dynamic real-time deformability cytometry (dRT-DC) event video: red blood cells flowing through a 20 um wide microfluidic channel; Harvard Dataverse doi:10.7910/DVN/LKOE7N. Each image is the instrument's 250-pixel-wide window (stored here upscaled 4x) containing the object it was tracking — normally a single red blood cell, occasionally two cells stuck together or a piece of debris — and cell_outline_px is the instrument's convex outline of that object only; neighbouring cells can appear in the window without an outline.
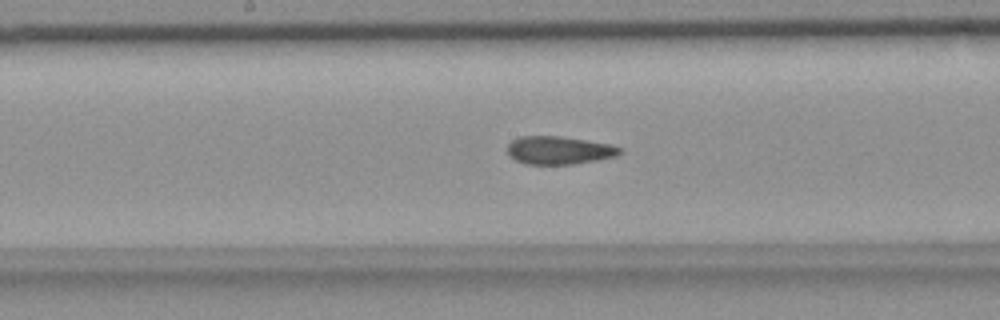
{"species": "common noctule bat (a hibernating species)", "species_latin": "Nyctalus noctula", "temperature_condition": "room temperature", "stored_images_in_passage": 49, "camera_frame_rate_fps": 3000, "um_per_image_px": 0.085, "animal": {"sex": "female", "body_mass_g": 18.4}, "frame": {"image": 1, "passage_image": 21, "time_ms": 6.667, "image_size_px": [1000, 320], "cell_outline_px": [[620, 152], [616, 156], [596, 160], [572, 164], [524, 164], [508, 156], [508, 144], [512, 140], [520, 136], [560, 136], [612, 144], [620, 148]], "centroid_in_image_um": [47.48, 12.77], "position_along_channel_um": 200.7, "area_um2": 18.32}}
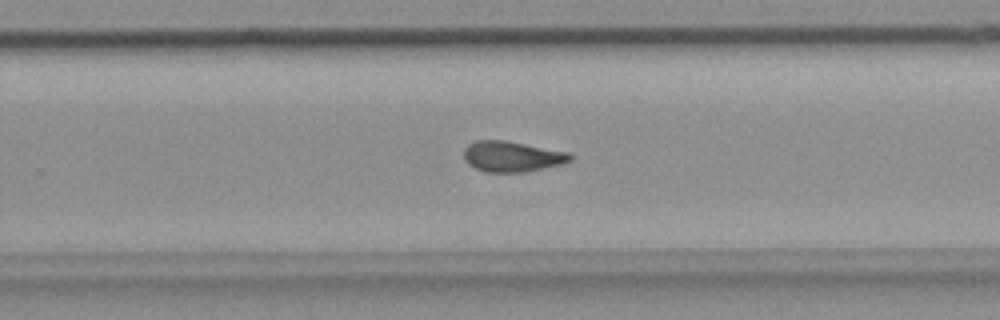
{"frame": {"image": 2, "passage_image": 28, "time_ms": 9.0, "image_size_px": [1000, 320], "cell_outline_px": [[572, 160], [564, 164], [524, 172], [484, 172], [468, 164], [464, 160], [464, 148], [468, 144], [476, 140], [504, 140], [568, 152], [572, 156]], "centroid_in_image_um": [43.51, 13.3], "position_along_channel_um": 286.3, "area_um2": 19.02}}
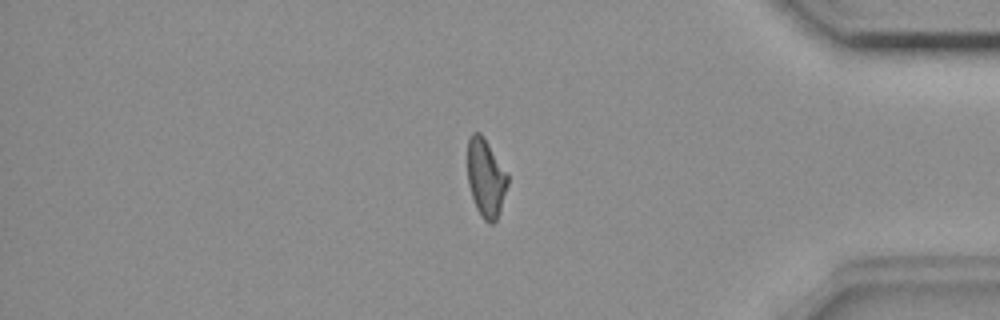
{"frame": {"image": 3, "passage_image": 39, "time_ms": 12.667, "image_size_px": [1000, 320], "cell_outline_px": [[508, 184], [496, 220], [492, 224], [488, 224], [480, 216], [476, 208], [468, 184], [468, 140], [472, 132], [480, 132], [484, 136], [508, 172]], "centroid_in_image_um": [41.3, 15.1], "position_along_channel_um": 393.9, "area_um2": 18.44}, "authors_computed_cell_mechanics": {"area_um2": 18.8428, "velocity_mm_per_s": 3.6864, "shape_relaxation_time_tau1_ms": null, "shape_relaxation_time_tau2_ms": 2.5415, "deformation_change_tau1": null, "deformation_change_tau2": 0.0987}}